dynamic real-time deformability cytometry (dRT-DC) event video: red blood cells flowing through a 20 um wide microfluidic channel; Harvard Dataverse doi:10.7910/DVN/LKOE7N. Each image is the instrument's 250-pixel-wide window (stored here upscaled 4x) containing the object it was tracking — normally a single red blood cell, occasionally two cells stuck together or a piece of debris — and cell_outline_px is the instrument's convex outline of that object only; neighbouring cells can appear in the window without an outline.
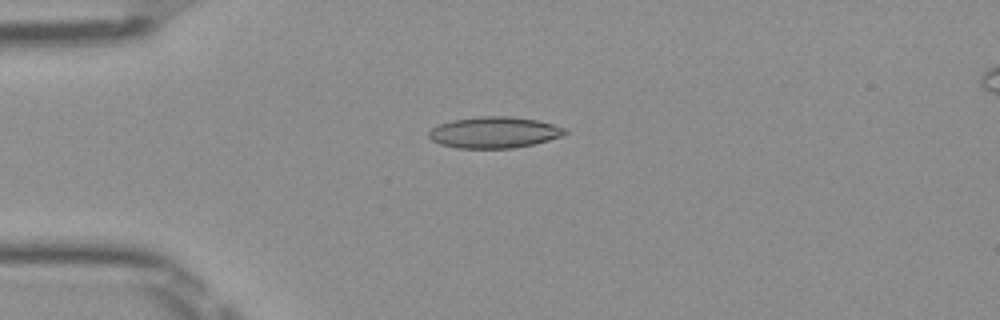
{"species": "Egyptian fruit bat (a non-hibernating species)", "species_latin": "Rousettus aegyptiacus", "temperature_condition": "room temperature", "stored_images_in_passage": 51, "camera_frame_rate_fps": 3000, "um_per_image_px": 0.085, "frame": {"image": 1, "passage_image": 13, "time_ms": 4.0, "image_size_px": [1000, 320], "cell_outline_px": [[568, 132], [560, 136], [548, 140], [532, 144], [512, 148], [456, 148], [440, 144], [432, 140], [428, 136], [428, 132], [432, 128], [440, 124], [452, 120], [480, 116], [508, 116], [536, 120], [552, 124], [564, 128]], "centroid_in_image_um": [41.97, 11.25], "position_along_channel_um": 43.0, "area_um2": 24.57}}
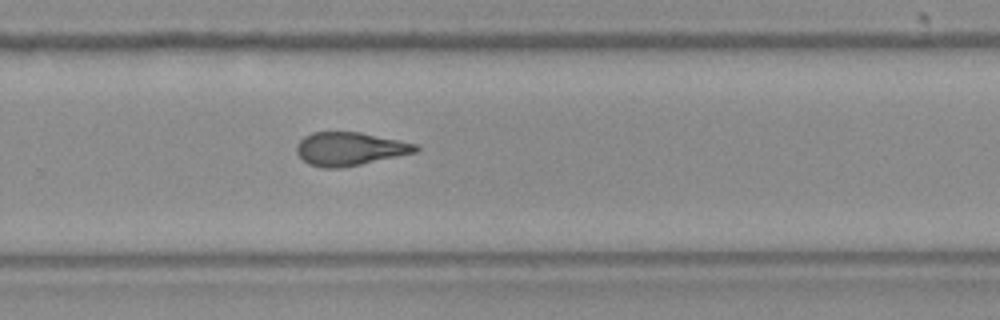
{"frame": {"image": 2, "passage_image": 34, "time_ms": 11.0, "image_size_px": [1000, 320], "cell_outline_px": [[420, 148], [416, 152], [360, 164], [340, 168], [320, 168], [308, 164], [296, 152], [296, 144], [304, 136], [312, 132], [360, 132], [416, 144]], "centroid_in_image_um": [29.68, 12.65], "position_along_channel_um": 300.1, "area_um2": 22.95}}
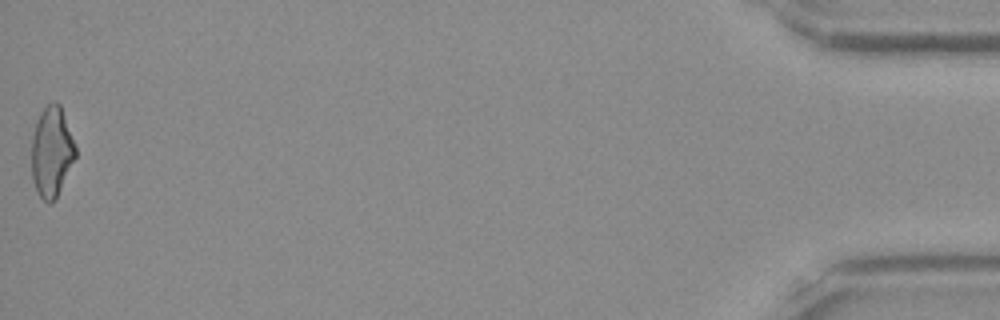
{"frame": {"image": 3, "passage_image": 51, "time_ms": 16.667, "image_size_px": [1000, 320], "cell_outline_px": [[76, 156], [52, 204], [48, 204], [40, 196], [32, 180], [32, 136], [36, 120], [40, 112], [52, 100], [56, 100], [60, 104], [76, 148]], "centroid_in_image_um": [4.37, 12.87], "position_along_channel_um": 430.8, "area_um2": 22.89}, "authors_computed_cell_mechanics": {"area_um2": 23.409, "velocity_mm_per_s": 3.9995, "shape_relaxation_time_tau1_ms": 5.9928, "shape_relaxation_time_tau2_ms": 1.7763, "deformation_change_tau1": 0.1706, "deformation_change_tau2": 0.0997}}